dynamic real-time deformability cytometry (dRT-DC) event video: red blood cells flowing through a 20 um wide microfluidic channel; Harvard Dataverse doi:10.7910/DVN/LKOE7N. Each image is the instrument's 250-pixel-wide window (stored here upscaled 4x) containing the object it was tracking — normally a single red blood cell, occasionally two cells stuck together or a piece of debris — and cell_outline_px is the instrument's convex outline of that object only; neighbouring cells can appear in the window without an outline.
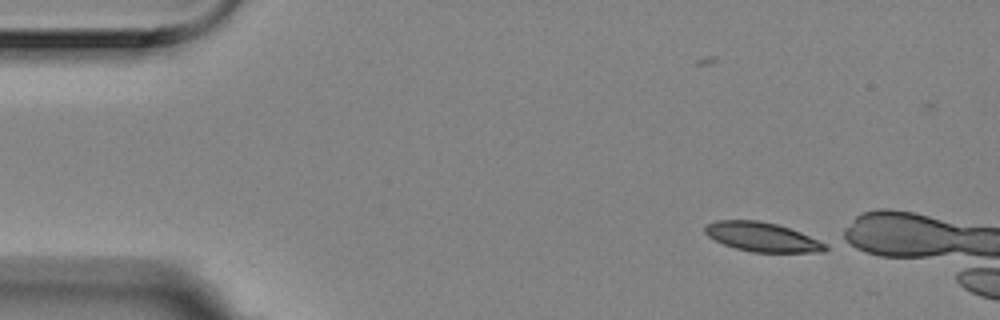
{"species": "Egyptian fruit bat (a non-hibernating species)", "species_latin": "Rousettus aegyptiacus", "temperature_condition": "room temperature", "stored_images_in_passage": 4, "camera_frame_rate_fps": 3000, "um_per_image_px": 0.085, "animal": {"sex": "female"}, "frame": {"image": 1, "passage_image": 1, "time_ms": 0.0, "image_size_px": [1000, 320], "cell_outline_px": [[828, 248], [824, 252], [752, 252], [736, 248], [724, 244], [708, 236], [704, 232], [704, 224], [716, 220], [760, 220], [776, 224], [800, 232], [828, 244]], "centroid_in_image_um": [64.77, 20.14], "position_along_channel_um": 20.2, "area_um2": 20.52}}